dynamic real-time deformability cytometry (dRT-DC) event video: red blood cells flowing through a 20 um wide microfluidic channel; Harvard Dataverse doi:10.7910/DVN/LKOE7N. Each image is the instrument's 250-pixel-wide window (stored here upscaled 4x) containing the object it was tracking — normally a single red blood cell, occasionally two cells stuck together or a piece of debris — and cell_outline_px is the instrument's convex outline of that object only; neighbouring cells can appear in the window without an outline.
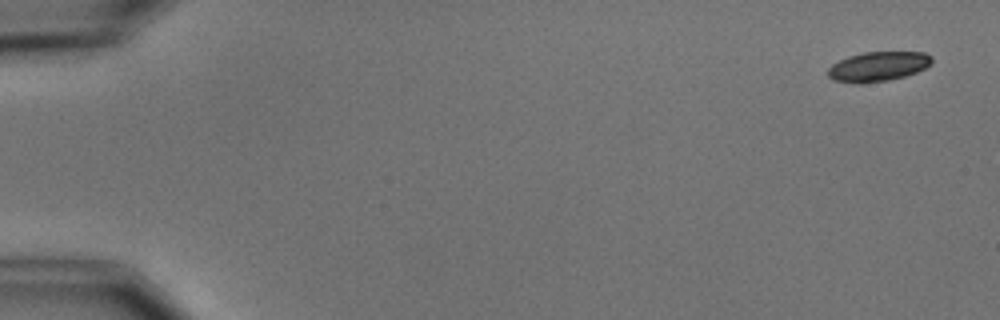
{"species": "common noctule bat (a hibernating species)", "species_latin": "Nyctalus noctula", "temperature_condition": "cold", "stored_images_in_passage": 5, "camera_frame_rate_fps": 3000, "um_per_image_px": 0.085, "animal": {"sex": "male", "body_mass_g": 15.6}, "frame": {"image": 1, "passage_image": 1, "time_ms": 0.0, "image_size_px": [1000, 320], "cell_outline_px": [[932, 64], [916, 72], [904, 76], [888, 80], [860, 84], [832, 80], [828, 76], [828, 68], [832, 64], [848, 56], [864, 52], [924, 52], [932, 56]], "centroid_in_image_um": [74.63, 5.65], "position_along_channel_um": 10.4, "area_um2": 17.98}}
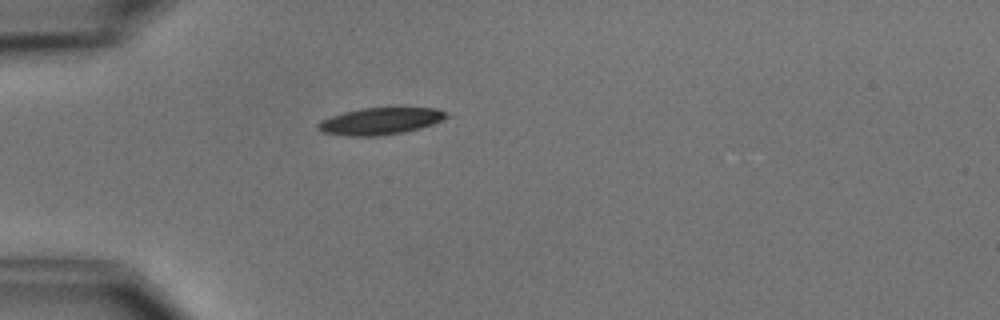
{"frame": {"image": 2, "passage_image": 5, "time_ms": 4.667, "image_size_px": [1000, 320], "cell_outline_px": [[448, 116], [432, 124], [420, 128], [404, 132], [376, 136], [344, 136], [324, 132], [316, 128], [316, 124], [320, 120], [344, 112], [360, 108], [436, 108], [444, 112]], "centroid_in_image_um": [32.26, 10.3], "position_along_channel_um": 52.7, "area_um2": 19.94}}